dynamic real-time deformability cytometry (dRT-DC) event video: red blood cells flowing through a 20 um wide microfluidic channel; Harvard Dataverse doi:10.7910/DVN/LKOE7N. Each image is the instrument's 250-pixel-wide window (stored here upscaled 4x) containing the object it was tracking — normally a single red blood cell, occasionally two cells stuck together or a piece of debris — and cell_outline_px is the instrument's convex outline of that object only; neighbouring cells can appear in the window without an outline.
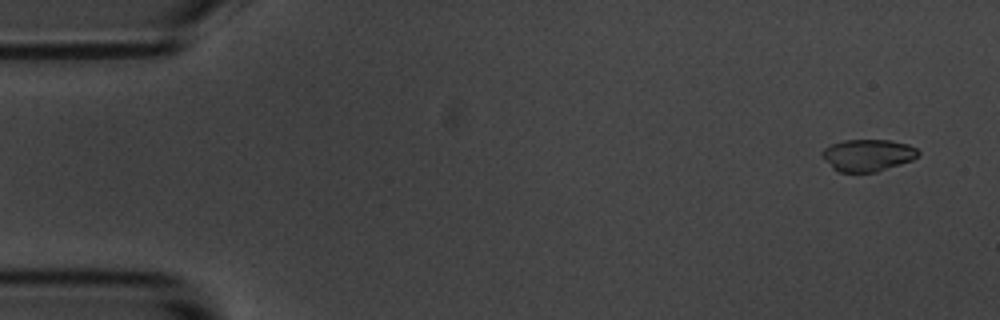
{"species": "common noctule bat (a hibernating species)", "species_latin": "Nyctalus noctula", "temperature_condition": "room temperature", "stored_images_in_passage": 5, "camera_frame_rate_fps": 3000, "um_per_image_px": 0.085, "animal": {"sex": "male", "body_mass_g": 20.1, "forearm_length_mm": 53.5}, "frame": {"image": 1, "passage_image": 1, "time_ms": 0.0, "image_size_px": [1000, 320], "cell_outline_px": [[920, 156], [912, 160], [876, 172], [840, 172], [832, 168], [820, 156], [820, 152], [824, 148], [832, 144], [844, 140], [888, 140], [908, 144], [916, 148], [920, 152]], "centroid_in_image_um": [73.74, 13.19], "position_along_channel_um": 11.3, "area_um2": 18.03}}
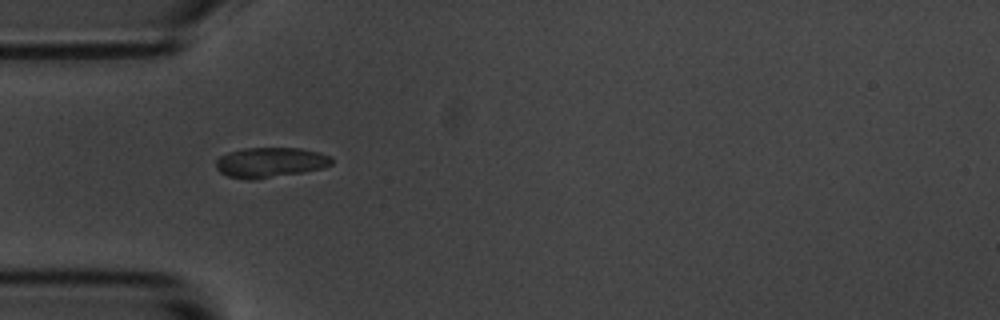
{"frame": {"image": 2, "passage_image": 5, "time_ms": 4.667, "image_size_px": [1000, 320], "cell_outline_px": [[332, 164], [324, 168], [304, 172], [252, 180], [248, 180], [228, 176], [220, 172], [216, 168], [216, 160], [220, 156], [228, 152], [244, 148], [300, 148], [320, 152], [332, 156]], "centroid_in_image_um": [22.99, 13.8], "position_along_channel_um": 62.0, "area_um2": 20.46}}